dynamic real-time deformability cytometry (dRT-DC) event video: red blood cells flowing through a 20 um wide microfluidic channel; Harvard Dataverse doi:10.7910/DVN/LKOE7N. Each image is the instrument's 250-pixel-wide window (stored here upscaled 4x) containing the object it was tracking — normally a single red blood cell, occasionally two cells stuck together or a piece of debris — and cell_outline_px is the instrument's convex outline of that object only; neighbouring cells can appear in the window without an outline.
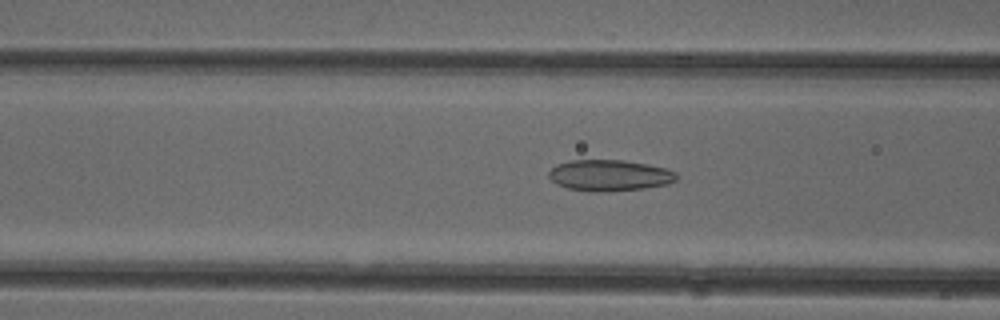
{"species": "common noctule bat (a hibernating species)", "species_latin": "Nyctalus noctula", "temperature_condition": "cold", "stored_images_in_passage": 38, "camera_frame_rate_fps": 3000, "um_per_image_px": 0.085, "animal": {"sex": "female"}, "frame": {"image": 1, "passage_image": 6, "time_ms": 1.667, "image_size_px": [1000, 320], "cell_outline_px": [[676, 180], [668, 184], [644, 188], [608, 192], [588, 192], [568, 188], [556, 184], [548, 176], [548, 172], [556, 164], [568, 160], [624, 160], [648, 164], [664, 168], [676, 172]], "centroid_in_image_um": [51.77, 14.91], "position_along_channel_um": 114.8, "area_um2": 23.41}}
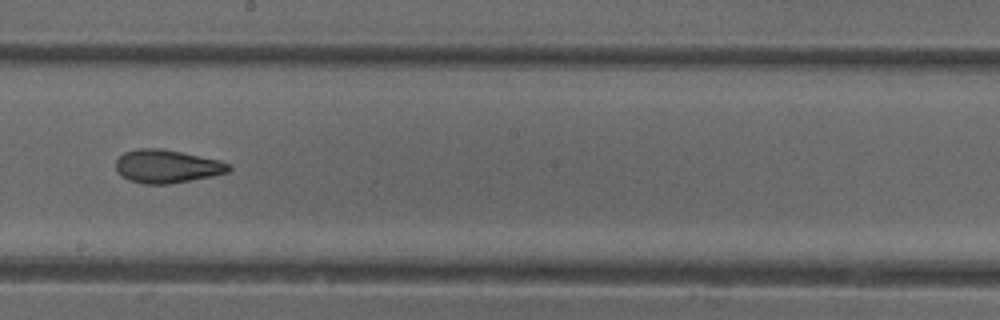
{"frame": {"image": 2, "passage_image": 15, "time_ms": 4.667, "image_size_px": [1000, 320], "cell_outline_px": [[232, 168], [228, 172], [212, 176], [168, 184], [144, 184], [132, 180], [124, 176], [116, 168], [116, 160], [124, 152], [140, 148], [160, 148], [220, 160], [228, 164]], "centroid_in_image_um": [14.21, 14.13], "position_along_channel_um": 234.0, "area_um2": 21.5}}
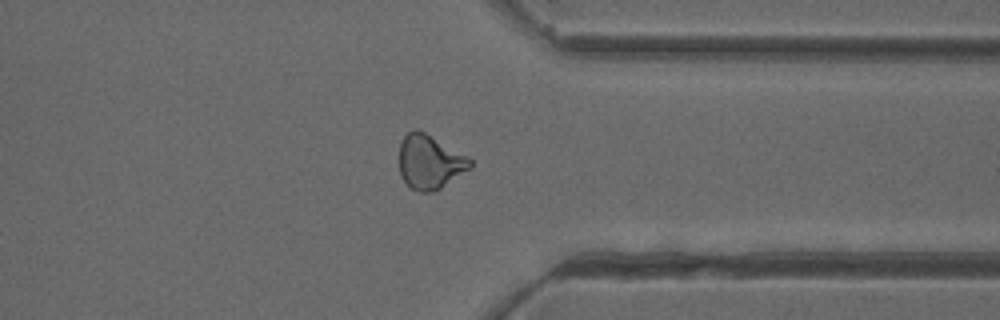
{"frame": {"image": 3, "passage_image": 26, "time_ms": 8.333, "image_size_px": [1000, 320], "cell_outline_px": [[472, 168], [440, 188], [432, 192], [420, 192], [412, 188], [400, 176], [400, 144], [404, 136], [408, 132], [416, 128], [424, 132], [468, 156], [472, 160]], "centroid_in_image_um": [36.55, 13.76], "position_along_channel_um": 374.9, "area_um2": 22.25}, "authors_computed_cell_mechanics": {"area_um2": 21.9062, "velocity_mm_per_s": 3.9661, "shape_relaxation_time_tau1_ms": 9.4495, "shape_relaxation_time_tau2_ms": 1.7268, "deformation_change_tau1": 0.1906, "deformation_change_tau2": 0.093}}